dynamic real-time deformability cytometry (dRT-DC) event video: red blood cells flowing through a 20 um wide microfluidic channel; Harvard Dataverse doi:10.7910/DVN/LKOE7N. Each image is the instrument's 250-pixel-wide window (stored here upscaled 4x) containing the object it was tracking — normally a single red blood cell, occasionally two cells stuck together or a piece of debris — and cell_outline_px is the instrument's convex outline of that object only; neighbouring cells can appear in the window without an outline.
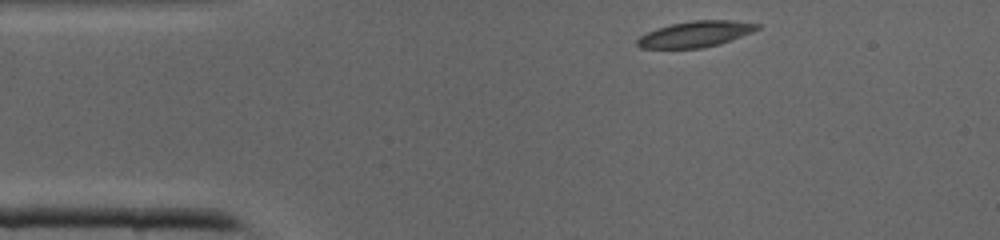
{"species": "common noctule bat (a hibernating species)", "species_latin": "Nyctalus noctula", "temperature_condition": "cold", "stored_images_in_passage": 35, "camera_frame_rate_fps": 3000, "um_per_image_px": 0.085, "animal": {"sex": "male", "body_mass_g": 19.0, "forearm_length_mm": 50.8}, "frame": {"image": 1, "passage_image": 1, "time_ms": 0.0, "image_size_px": [1000, 240], "cell_outline_px": [[760, 28], [752, 32], [720, 44], [700, 48], [640, 48], [636, 44], [636, 40], [640, 36], [656, 28], [672, 24], [692, 20], [728, 20], [760, 24]], "centroid_in_image_um": [59.1, 2.9], "position_along_channel_um": 25.9, "area_um2": 18.03}}
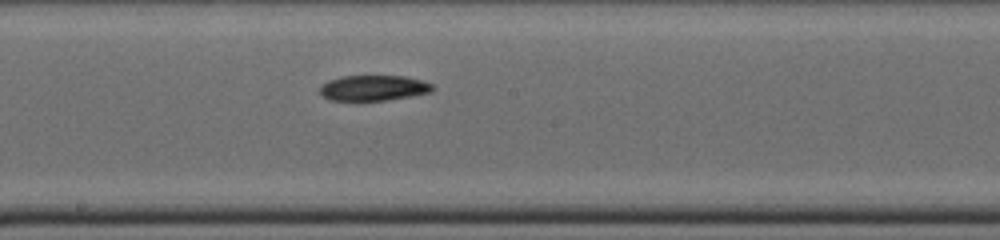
{"frame": {"image": 2, "passage_image": 16, "time_ms": 5.0, "image_size_px": [1000, 240], "cell_outline_px": [[436, 88], [432, 92], [384, 100], [328, 100], [320, 92], [320, 88], [328, 80], [340, 76], [404, 76], [424, 80], [432, 84]], "centroid_in_image_um": [31.78, 7.46], "position_along_channel_um": 216.4, "area_um2": 16.65}}
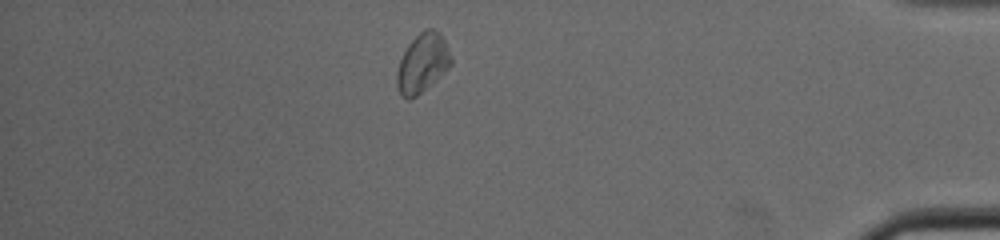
{"frame": {"image": 3, "passage_image": 30, "time_ms": 9.667, "image_size_px": [1000, 240], "cell_outline_px": [[452, 64], [432, 84], [416, 96], [408, 100], [400, 96], [396, 84], [396, 72], [400, 60], [408, 44], [424, 28], [432, 28], [440, 32], [452, 56]], "centroid_in_image_um": [35.9, 5.37], "position_along_channel_um": 399.3, "area_um2": 18.79}}